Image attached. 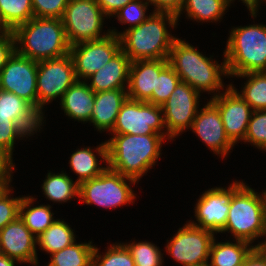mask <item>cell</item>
<instances>
[{"label":"cell","instance_id":"cell-1","mask_svg":"<svg viewBox=\"0 0 266 266\" xmlns=\"http://www.w3.org/2000/svg\"><path fill=\"white\" fill-rule=\"evenodd\" d=\"M163 139L160 134H114L95 151L110 169L138 182L160 157Z\"/></svg>","mask_w":266,"mask_h":266},{"label":"cell","instance_id":"cell-2","mask_svg":"<svg viewBox=\"0 0 266 266\" xmlns=\"http://www.w3.org/2000/svg\"><path fill=\"white\" fill-rule=\"evenodd\" d=\"M175 28L177 17L169 12L153 11L149 17L136 27L125 29L122 33L109 30L120 38L121 50L133 61L168 59L174 41L165 23Z\"/></svg>","mask_w":266,"mask_h":266},{"label":"cell","instance_id":"cell-3","mask_svg":"<svg viewBox=\"0 0 266 266\" xmlns=\"http://www.w3.org/2000/svg\"><path fill=\"white\" fill-rule=\"evenodd\" d=\"M13 33L16 52L23 57L38 62L69 54L71 45L61 19L33 17Z\"/></svg>","mask_w":266,"mask_h":266},{"label":"cell","instance_id":"cell-4","mask_svg":"<svg viewBox=\"0 0 266 266\" xmlns=\"http://www.w3.org/2000/svg\"><path fill=\"white\" fill-rule=\"evenodd\" d=\"M196 49L177 38L169 53V65L182 82L187 83L199 93L216 91L218 93L214 96H217L220 94L219 90L224 88L221 76L228 75L226 62L224 60L220 65Z\"/></svg>","mask_w":266,"mask_h":266},{"label":"cell","instance_id":"cell-5","mask_svg":"<svg viewBox=\"0 0 266 266\" xmlns=\"http://www.w3.org/2000/svg\"><path fill=\"white\" fill-rule=\"evenodd\" d=\"M226 44L228 76L266 71V25L234 27Z\"/></svg>","mask_w":266,"mask_h":266},{"label":"cell","instance_id":"cell-6","mask_svg":"<svg viewBox=\"0 0 266 266\" xmlns=\"http://www.w3.org/2000/svg\"><path fill=\"white\" fill-rule=\"evenodd\" d=\"M245 183L233 194L222 232L231 231L235 240L250 244L266 232V206L263 194H257Z\"/></svg>","mask_w":266,"mask_h":266},{"label":"cell","instance_id":"cell-7","mask_svg":"<svg viewBox=\"0 0 266 266\" xmlns=\"http://www.w3.org/2000/svg\"><path fill=\"white\" fill-rule=\"evenodd\" d=\"M126 180L132 184L137 182L107 167L98 177L79 185L78 198L87 205L95 204L110 209L133 203L136 197Z\"/></svg>","mask_w":266,"mask_h":266},{"label":"cell","instance_id":"cell-8","mask_svg":"<svg viewBox=\"0 0 266 266\" xmlns=\"http://www.w3.org/2000/svg\"><path fill=\"white\" fill-rule=\"evenodd\" d=\"M105 16L96 0H69L61 19L69 44L107 37L109 30L106 34H100Z\"/></svg>","mask_w":266,"mask_h":266},{"label":"cell","instance_id":"cell-9","mask_svg":"<svg viewBox=\"0 0 266 266\" xmlns=\"http://www.w3.org/2000/svg\"><path fill=\"white\" fill-rule=\"evenodd\" d=\"M77 81L70 54L37 62V112L43 117V106L61 97Z\"/></svg>","mask_w":266,"mask_h":266},{"label":"cell","instance_id":"cell-10","mask_svg":"<svg viewBox=\"0 0 266 266\" xmlns=\"http://www.w3.org/2000/svg\"><path fill=\"white\" fill-rule=\"evenodd\" d=\"M162 107L145 101L127 98L118 113L112 134H160L171 139L164 130ZM166 133V134H165Z\"/></svg>","mask_w":266,"mask_h":266},{"label":"cell","instance_id":"cell-11","mask_svg":"<svg viewBox=\"0 0 266 266\" xmlns=\"http://www.w3.org/2000/svg\"><path fill=\"white\" fill-rule=\"evenodd\" d=\"M214 235L189 221L168 242L166 251L183 266L202 265L210 261V246Z\"/></svg>","mask_w":266,"mask_h":266},{"label":"cell","instance_id":"cell-12","mask_svg":"<svg viewBox=\"0 0 266 266\" xmlns=\"http://www.w3.org/2000/svg\"><path fill=\"white\" fill-rule=\"evenodd\" d=\"M200 93L180 81L169 98L161 105L167 135L171 138L191 129L199 108Z\"/></svg>","mask_w":266,"mask_h":266},{"label":"cell","instance_id":"cell-13","mask_svg":"<svg viewBox=\"0 0 266 266\" xmlns=\"http://www.w3.org/2000/svg\"><path fill=\"white\" fill-rule=\"evenodd\" d=\"M120 50V38L111 33L100 40L71 45L69 54L74 64L77 80L86 81Z\"/></svg>","mask_w":266,"mask_h":266},{"label":"cell","instance_id":"cell-14","mask_svg":"<svg viewBox=\"0 0 266 266\" xmlns=\"http://www.w3.org/2000/svg\"><path fill=\"white\" fill-rule=\"evenodd\" d=\"M37 61L15 52L0 72V89L14 93L37 111Z\"/></svg>","mask_w":266,"mask_h":266},{"label":"cell","instance_id":"cell-15","mask_svg":"<svg viewBox=\"0 0 266 266\" xmlns=\"http://www.w3.org/2000/svg\"><path fill=\"white\" fill-rule=\"evenodd\" d=\"M235 181L228 189L222 187L211 188L205 191L198 199L195 207V217L198 224L190 222L214 234L220 233L227 222V215L233 194L243 185Z\"/></svg>","mask_w":266,"mask_h":266},{"label":"cell","instance_id":"cell-16","mask_svg":"<svg viewBox=\"0 0 266 266\" xmlns=\"http://www.w3.org/2000/svg\"><path fill=\"white\" fill-rule=\"evenodd\" d=\"M210 101L218 108L225 133L235 145L245 139L253 110L250 105L230 86L225 92L212 96Z\"/></svg>","mask_w":266,"mask_h":266},{"label":"cell","instance_id":"cell-17","mask_svg":"<svg viewBox=\"0 0 266 266\" xmlns=\"http://www.w3.org/2000/svg\"><path fill=\"white\" fill-rule=\"evenodd\" d=\"M199 111L193 120L192 131L200 137L202 142L206 143L209 149L211 148L214 154L224 158L234 144L225 133L218 108L209 101Z\"/></svg>","mask_w":266,"mask_h":266},{"label":"cell","instance_id":"cell-18","mask_svg":"<svg viewBox=\"0 0 266 266\" xmlns=\"http://www.w3.org/2000/svg\"><path fill=\"white\" fill-rule=\"evenodd\" d=\"M36 244V236L19 217L0 230V254L20 263L38 265Z\"/></svg>","mask_w":266,"mask_h":266},{"label":"cell","instance_id":"cell-19","mask_svg":"<svg viewBox=\"0 0 266 266\" xmlns=\"http://www.w3.org/2000/svg\"><path fill=\"white\" fill-rule=\"evenodd\" d=\"M169 64L168 59L137 60L130 64L128 98L147 102L156 91L157 77Z\"/></svg>","mask_w":266,"mask_h":266},{"label":"cell","instance_id":"cell-20","mask_svg":"<svg viewBox=\"0 0 266 266\" xmlns=\"http://www.w3.org/2000/svg\"><path fill=\"white\" fill-rule=\"evenodd\" d=\"M131 60L120 50L108 63L86 79L95 92L127 89ZM127 85H125V84Z\"/></svg>","mask_w":266,"mask_h":266},{"label":"cell","instance_id":"cell-21","mask_svg":"<svg viewBox=\"0 0 266 266\" xmlns=\"http://www.w3.org/2000/svg\"><path fill=\"white\" fill-rule=\"evenodd\" d=\"M128 98L127 89H115L95 93L90 123L98 131H112L123 103Z\"/></svg>","mask_w":266,"mask_h":266},{"label":"cell","instance_id":"cell-22","mask_svg":"<svg viewBox=\"0 0 266 266\" xmlns=\"http://www.w3.org/2000/svg\"><path fill=\"white\" fill-rule=\"evenodd\" d=\"M0 113L11 116L27 134L31 136L40 130L44 118L24 99L14 93L0 89Z\"/></svg>","mask_w":266,"mask_h":266},{"label":"cell","instance_id":"cell-23","mask_svg":"<svg viewBox=\"0 0 266 266\" xmlns=\"http://www.w3.org/2000/svg\"><path fill=\"white\" fill-rule=\"evenodd\" d=\"M61 109L71 119L90 122L95 92L86 81H76L60 98Z\"/></svg>","mask_w":266,"mask_h":266},{"label":"cell","instance_id":"cell-24","mask_svg":"<svg viewBox=\"0 0 266 266\" xmlns=\"http://www.w3.org/2000/svg\"><path fill=\"white\" fill-rule=\"evenodd\" d=\"M254 248L249 242L236 240L232 242H215V237L210 246V266H235L244 262L247 255Z\"/></svg>","mask_w":266,"mask_h":266},{"label":"cell","instance_id":"cell-25","mask_svg":"<svg viewBox=\"0 0 266 266\" xmlns=\"http://www.w3.org/2000/svg\"><path fill=\"white\" fill-rule=\"evenodd\" d=\"M34 198L24 196L19 207V218L24 222L25 226L34 236H39L44 232L54 221L50 205H39L33 207Z\"/></svg>","mask_w":266,"mask_h":266},{"label":"cell","instance_id":"cell-26","mask_svg":"<svg viewBox=\"0 0 266 266\" xmlns=\"http://www.w3.org/2000/svg\"><path fill=\"white\" fill-rule=\"evenodd\" d=\"M75 235L71 227L64 220L56 219L44 232L36 237L41 250L56 253L73 244Z\"/></svg>","mask_w":266,"mask_h":266},{"label":"cell","instance_id":"cell-27","mask_svg":"<svg viewBox=\"0 0 266 266\" xmlns=\"http://www.w3.org/2000/svg\"><path fill=\"white\" fill-rule=\"evenodd\" d=\"M229 0H184L181 11L176 15L179 19L183 10L187 16L195 21L217 22L225 14L230 5Z\"/></svg>","mask_w":266,"mask_h":266},{"label":"cell","instance_id":"cell-28","mask_svg":"<svg viewBox=\"0 0 266 266\" xmlns=\"http://www.w3.org/2000/svg\"><path fill=\"white\" fill-rule=\"evenodd\" d=\"M95 246L89 243H76L53 253L48 263L51 266H92Z\"/></svg>","mask_w":266,"mask_h":266},{"label":"cell","instance_id":"cell-29","mask_svg":"<svg viewBox=\"0 0 266 266\" xmlns=\"http://www.w3.org/2000/svg\"><path fill=\"white\" fill-rule=\"evenodd\" d=\"M43 194L48 200L54 202H67L68 200L79 196V184L64 172L53 174L49 172L47 178L42 184Z\"/></svg>","mask_w":266,"mask_h":266},{"label":"cell","instance_id":"cell-30","mask_svg":"<svg viewBox=\"0 0 266 266\" xmlns=\"http://www.w3.org/2000/svg\"><path fill=\"white\" fill-rule=\"evenodd\" d=\"M237 76L248 79L247 83H244L243 90L238 92L232 84L230 86L250 105L253 111L266 110V71Z\"/></svg>","mask_w":266,"mask_h":266},{"label":"cell","instance_id":"cell-31","mask_svg":"<svg viewBox=\"0 0 266 266\" xmlns=\"http://www.w3.org/2000/svg\"><path fill=\"white\" fill-rule=\"evenodd\" d=\"M70 167L77 175L76 182L81 183L98 177L108 166L100 167V163L90 147L78 149L70 157Z\"/></svg>","mask_w":266,"mask_h":266},{"label":"cell","instance_id":"cell-32","mask_svg":"<svg viewBox=\"0 0 266 266\" xmlns=\"http://www.w3.org/2000/svg\"><path fill=\"white\" fill-rule=\"evenodd\" d=\"M0 15L6 26L14 31L34 17L32 0H0Z\"/></svg>","mask_w":266,"mask_h":266},{"label":"cell","instance_id":"cell-33","mask_svg":"<svg viewBox=\"0 0 266 266\" xmlns=\"http://www.w3.org/2000/svg\"><path fill=\"white\" fill-rule=\"evenodd\" d=\"M98 250L95 247L92 266H135L131 252L123 243L111 244L103 256Z\"/></svg>","mask_w":266,"mask_h":266},{"label":"cell","instance_id":"cell-34","mask_svg":"<svg viewBox=\"0 0 266 266\" xmlns=\"http://www.w3.org/2000/svg\"><path fill=\"white\" fill-rule=\"evenodd\" d=\"M124 245L131 252L135 266H162L163 254L155 244L141 241Z\"/></svg>","mask_w":266,"mask_h":266},{"label":"cell","instance_id":"cell-35","mask_svg":"<svg viewBox=\"0 0 266 266\" xmlns=\"http://www.w3.org/2000/svg\"><path fill=\"white\" fill-rule=\"evenodd\" d=\"M180 81L177 73L168 64L159 73V77H157L156 91H153L152 97L147 102L161 106L169 98Z\"/></svg>","mask_w":266,"mask_h":266},{"label":"cell","instance_id":"cell-36","mask_svg":"<svg viewBox=\"0 0 266 266\" xmlns=\"http://www.w3.org/2000/svg\"><path fill=\"white\" fill-rule=\"evenodd\" d=\"M244 142L266 150V110L253 111Z\"/></svg>","mask_w":266,"mask_h":266},{"label":"cell","instance_id":"cell-37","mask_svg":"<svg viewBox=\"0 0 266 266\" xmlns=\"http://www.w3.org/2000/svg\"><path fill=\"white\" fill-rule=\"evenodd\" d=\"M149 6L148 0H132L114 15L117 16L120 23H129L128 28L136 27L142 22H144L149 16H146V10Z\"/></svg>","mask_w":266,"mask_h":266},{"label":"cell","instance_id":"cell-38","mask_svg":"<svg viewBox=\"0 0 266 266\" xmlns=\"http://www.w3.org/2000/svg\"><path fill=\"white\" fill-rule=\"evenodd\" d=\"M26 135L28 136V134L11 119V116L0 113V146L13 154L15 139L27 137Z\"/></svg>","mask_w":266,"mask_h":266},{"label":"cell","instance_id":"cell-39","mask_svg":"<svg viewBox=\"0 0 266 266\" xmlns=\"http://www.w3.org/2000/svg\"><path fill=\"white\" fill-rule=\"evenodd\" d=\"M69 0H32L34 17L62 19Z\"/></svg>","mask_w":266,"mask_h":266},{"label":"cell","instance_id":"cell-40","mask_svg":"<svg viewBox=\"0 0 266 266\" xmlns=\"http://www.w3.org/2000/svg\"><path fill=\"white\" fill-rule=\"evenodd\" d=\"M10 192L11 189L0 198V230L19 217V207L23 197L13 198L9 195Z\"/></svg>","mask_w":266,"mask_h":266},{"label":"cell","instance_id":"cell-41","mask_svg":"<svg viewBox=\"0 0 266 266\" xmlns=\"http://www.w3.org/2000/svg\"><path fill=\"white\" fill-rule=\"evenodd\" d=\"M15 52L16 42L13 31L0 35V72Z\"/></svg>","mask_w":266,"mask_h":266},{"label":"cell","instance_id":"cell-42","mask_svg":"<svg viewBox=\"0 0 266 266\" xmlns=\"http://www.w3.org/2000/svg\"><path fill=\"white\" fill-rule=\"evenodd\" d=\"M155 6L154 11L169 12L177 15L182 8L184 0H148Z\"/></svg>","mask_w":266,"mask_h":266},{"label":"cell","instance_id":"cell-43","mask_svg":"<svg viewBox=\"0 0 266 266\" xmlns=\"http://www.w3.org/2000/svg\"><path fill=\"white\" fill-rule=\"evenodd\" d=\"M131 1L132 0H96L103 13L106 17L109 16V18Z\"/></svg>","mask_w":266,"mask_h":266},{"label":"cell","instance_id":"cell-44","mask_svg":"<svg viewBox=\"0 0 266 266\" xmlns=\"http://www.w3.org/2000/svg\"><path fill=\"white\" fill-rule=\"evenodd\" d=\"M12 154L4 147L0 146V177H11L15 169Z\"/></svg>","mask_w":266,"mask_h":266},{"label":"cell","instance_id":"cell-45","mask_svg":"<svg viewBox=\"0 0 266 266\" xmlns=\"http://www.w3.org/2000/svg\"><path fill=\"white\" fill-rule=\"evenodd\" d=\"M243 266H266V259L254 247L245 258Z\"/></svg>","mask_w":266,"mask_h":266},{"label":"cell","instance_id":"cell-46","mask_svg":"<svg viewBox=\"0 0 266 266\" xmlns=\"http://www.w3.org/2000/svg\"><path fill=\"white\" fill-rule=\"evenodd\" d=\"M230 2L233 0H229ZM251 13V16L256 17L258 11V0H241Z\"/></svg>","mask_w":266,"mask_h":266},{"label":"cell","instance_id":"cell-47","mask_svg":"<svg viewBox=\"0 0 266 266\" xmlns=\"http://www.w3.org/2000/svg\"><path fill=\"white\" fill-rule=\"evenodd\" d=\"M12 177H0V198L4 196L10 189V182Z\"/></svg>","mask_w":266,"mask_h":266},{"label":"cell","instance_id":"cell-48","mask_svg":"<svg viewBox=\"0 0 266 266\" xmlns=\"http://www.w3.org/2000/svg\"><path fill=\"white\" fill-rule=\"evenodd\" d=\"M18 262L15 259L9 258L6 255L0 254V266H14L16 262Z\"/></svg>","mask_w":266,"mask_h":266},{"label":"cell","instance_id":"cell-49","mask_svg":"<svg viewBox=\"0 0 266 266\" xmlns=\"http://www.w3.org/2000/svg\"><path fill=\"white\" fill-rule=\"evenodd\" d=\"M266 236V232L264 233ZM258 252L266 259V240L264 242H260L259 244L254 246Z\"/></svg>","mask_w":266,"mask_h":266},{"label":"cell","instance_id":"cell-50","mask_svg":"<svg viewBox=\"0 0 266 266\" xmlns=\"http://www.w3.org/2000/svg\"><path fill=\"white\" fill-rule=\"evenodd\" d=\"M8 32H11V30L6 26L5 22L3 21L0 15V35L6 34Z\"/></svg>","mask_w":266,"mask_h":266},{"label":"cell","instance_id":"cell-51","mask_svg":"<svg viewBox=\"0 0 266 266\" xmlns=\"http://www.w3.org/2000/svg\"><path fill=\"white\" fill-rule=\"evenodd\" d=\"M198 266H210V265H209V262H208V263H205V264H202V265H198Z\"/></svg>","mask_w":266,"mask_h":266},{"label":"cell","instance_id":"cell-52","mask_svg":"<svg viewBox=\"0 0 266 266\" xmlns=\"http://www.w3.org/2000/svg\"><path fill=\"white\" fill-rule=\"evenodd\" d=\"M265 206H266V190L264 192Z\"/></svg>","mask_w":266,"mask_h":266}]
</instances>
